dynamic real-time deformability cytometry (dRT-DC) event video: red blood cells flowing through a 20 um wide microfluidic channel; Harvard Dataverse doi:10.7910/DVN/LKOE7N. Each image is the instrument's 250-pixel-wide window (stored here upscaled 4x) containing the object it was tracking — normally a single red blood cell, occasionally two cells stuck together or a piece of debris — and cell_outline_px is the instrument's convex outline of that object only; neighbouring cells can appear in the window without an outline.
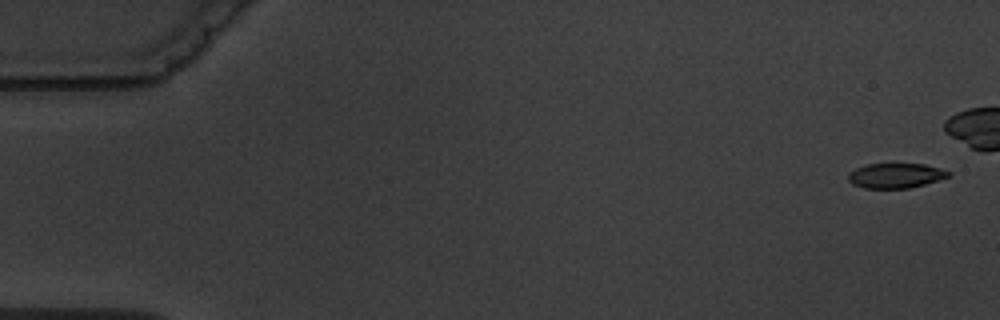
{"species": "common noctule bat (a hibernating species)", "species_latin": "Nyctalus noctula", "temperature_condition": "warm", "stored_images_in_passage": 7, "segment_of_instrument_passage": [1, 2], "camera_frame_rate_fps": 3000, "um_per_image_px": 0.085, "animal": {"sex": "male", "body_mass_g": 19.5, "forearm_length_mm": 54.6}, "frame": {"image": 1, "passage_image": 1, "time_ms": 0.0, "image_size_px": [1000, 320], "cell_outline_px": [[952, 172], [948, 176], [924, 184], [908, 188], [864, 188], [852, 184], [848, 180], [848, 172], [856, 168], [868, 164], [924, 164], [940, 168]], "centroid_in_image_um": [76.09, 14.92], "position_along_channel_um": 8.9, "area_um2": 14.39}}